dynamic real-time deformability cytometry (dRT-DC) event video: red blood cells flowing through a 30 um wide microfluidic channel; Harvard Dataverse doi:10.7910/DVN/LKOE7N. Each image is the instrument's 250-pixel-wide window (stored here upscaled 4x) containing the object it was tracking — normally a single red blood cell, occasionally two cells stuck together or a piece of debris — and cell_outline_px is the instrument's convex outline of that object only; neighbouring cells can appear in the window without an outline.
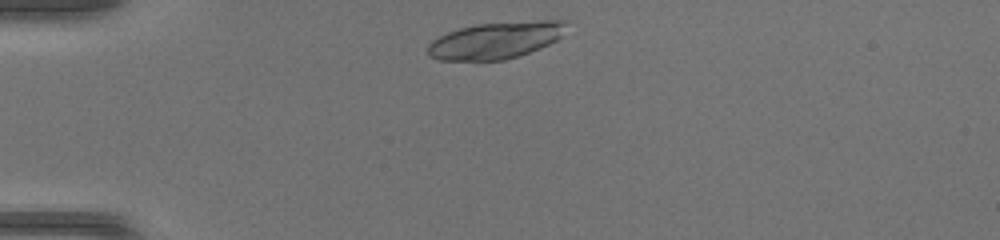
{"species": "common noctule bat (a hibernating species)", "species_latin": "Nyctalus noctula", "temperature_condition": "warm", "stored_images_in_passage": 36, "camera_frame_rate_fps": 3000, "um_per_image_px": 0.085, "animal": {"sex": "female", "body_mass_g": 17.0, "forearm_length_mm": 48.0}, "frame": {"image": 1, "passage_image": 1, "time_ms": 0.0, "image_size_px": [1000, 240], "cell_outline_px": [[568, 20], [560, 36], [556, 40], [540, 48], [504, 60], [440, 60], [428, 56], [428, 44], [432, 40], [448, 32], [472, 24], [540, 20]], "centroid_in_image_um": [42.1, 3.41], "position_along_channel_um": 42.9, "area_um2": 29.54}}
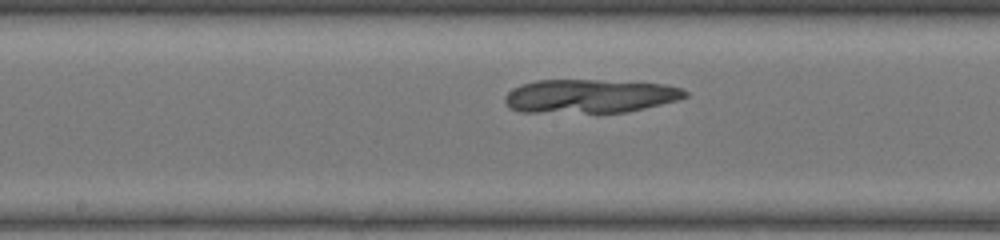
{"frame": {"image": 2, "passage_image": 14, "time_ms": 4.333, "image_size_px": [1000, 240], "cell_outline_px": [[688, 96], [676, 100], [628, 112], [520, 112], [508, 108], [504, 104], [504, 96], [512, 88], [520, 84], [536, 80], [596, 80], [668, 84], [680, 88], [688, 92]], "centroid_in_image_um": [50.08, 8.17], "position_along_channel_um": 198.1, "area_um2": 35.49}}
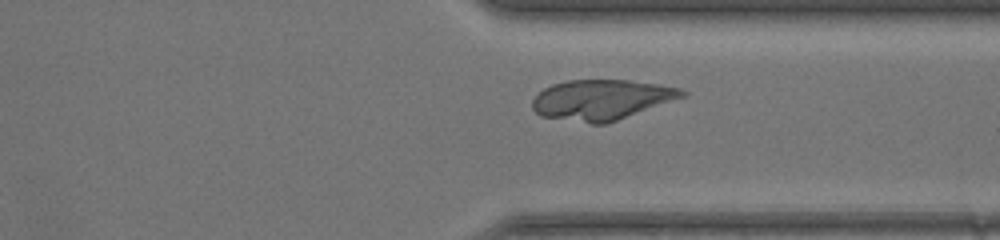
{"frame": {"image": 3, "passage_image": 25, "time_ms": 8.0, "image_size_px": [1000, 240], "cell_outline_px": [[688, 96], [604, 124], [592, 124], [540, 116], [532, 108], [532, 100], [544, 88], [552, 84], [568, 80], [628, 80], [660, 84], [680, 88], [688, 92]], "centroid_in_image_um": [51.16, 8.47], "position_along_channel_um": 360.2, "area_um2": 35.2}}